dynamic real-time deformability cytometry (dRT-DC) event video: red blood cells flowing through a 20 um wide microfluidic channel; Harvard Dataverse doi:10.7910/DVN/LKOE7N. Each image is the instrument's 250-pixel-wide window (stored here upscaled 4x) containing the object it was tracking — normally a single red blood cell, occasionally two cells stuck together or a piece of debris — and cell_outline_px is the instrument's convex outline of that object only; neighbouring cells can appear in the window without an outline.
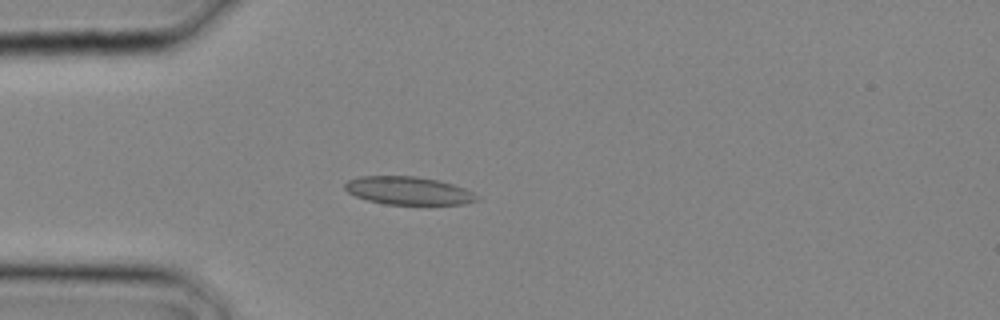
{"species": "common noctule bat (a hibernating species)", "species_latin": "Nyctalus noctula", "temperature_condition": "cold", "stored_images_in_passage": 2, "camera_frame_rate_fps": 3000, "um_per_image_px": 0.085, "animal": {"sex": "male", "body_mass_g": 20.4}, "frame": {"image": 1, "passage_image": 2, "time_ms": 0.333, "image_size_px": [1000, 320], "cell_outline_px": [[480, 200], [468, 204], [384, 204], [368, 200], [356, 196], [348, 192], [344, 188], [344, 184], [348, 180], [360, 176], [416, 176], [436, 180], [452, 184], [464, 188], [480, 196]], "centroid_in_image_um": [34.73, 16.21], "position_along_channel_um": 50.3, "area_um2": 21.56}}